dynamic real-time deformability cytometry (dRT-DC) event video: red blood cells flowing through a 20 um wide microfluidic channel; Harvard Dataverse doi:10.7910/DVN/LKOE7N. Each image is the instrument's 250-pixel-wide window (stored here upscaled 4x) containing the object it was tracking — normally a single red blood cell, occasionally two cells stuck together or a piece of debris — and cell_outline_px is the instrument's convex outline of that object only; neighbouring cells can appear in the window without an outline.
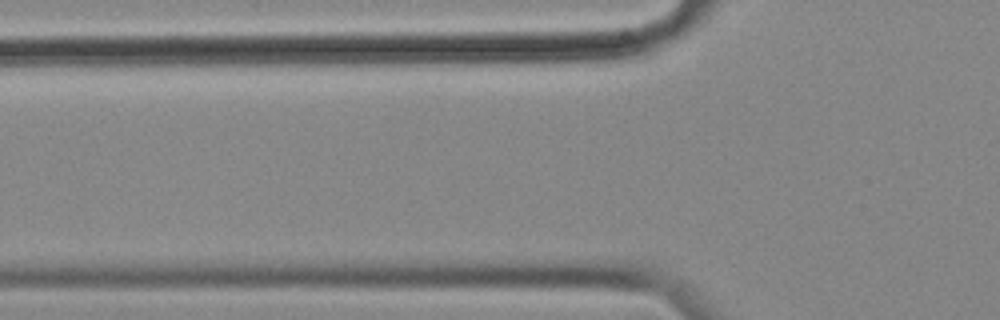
{"species": "common noctule bat (a hibernating species)", "species_latin": "Nyctalus noctula", "temperature_condition": "cold", "stored_images_in_passage": 4, "camera_frame_rate_fps": 3000, "um_per_image_px": 0.085, "animal": {"sex": "female", "body_mass_g": 18.4}, "frame": {"image": 1, "passage_image": 2, "time_ms": 0.333, "image_size_px": [1000, 320], "cell_outline_px": [[628, 44], [620, 56], [604, 60], [440, 64], [436, 60], [472, 48], [616, 44]], "centroid_in_image_um": [45.53, 4.6], "position_along_channel_um": 80.3, "area_um2": 19.13}}